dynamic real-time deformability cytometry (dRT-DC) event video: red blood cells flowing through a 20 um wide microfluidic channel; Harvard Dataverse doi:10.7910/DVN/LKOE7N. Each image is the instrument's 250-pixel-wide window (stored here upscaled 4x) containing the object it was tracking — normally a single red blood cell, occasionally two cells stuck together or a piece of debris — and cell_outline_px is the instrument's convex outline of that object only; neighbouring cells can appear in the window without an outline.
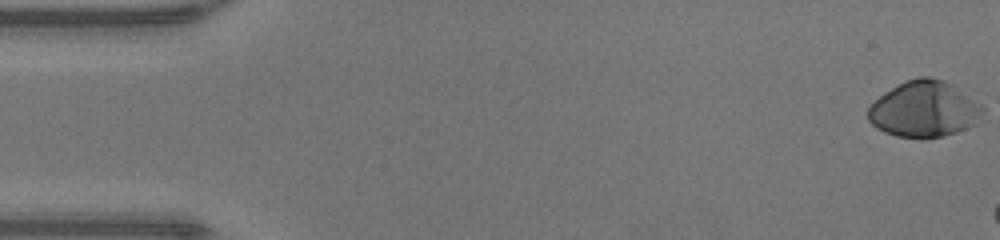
{"species": "human", "species_latin": "Homo sapiens", "temperature_condition": "warm", "stored_images_in_passage": 10, "camera_frame_rate_fps": 3000, "um_per_image_px": 0.085, "donor": {"sex": "male"}, "frame": {"image": 1, "passage_image": 1, "time_ms": 0.0, "image_size_px": [1000, 240], "cell_outline_px": [[984, 112], [976, 124], [956, 132], [924, 140], [896, 136], [884, 132], [876, 128], [868, 120], [868, 108], [884, 92], [904, 80], [920, 76], [928, 76], [944, 80], [952, 84], [980, 104], [984, 108]], "centroid_in_image_um": [78.54, 9.29], "position_along_channel_um": 6.5, "area_um2": 37.74}}